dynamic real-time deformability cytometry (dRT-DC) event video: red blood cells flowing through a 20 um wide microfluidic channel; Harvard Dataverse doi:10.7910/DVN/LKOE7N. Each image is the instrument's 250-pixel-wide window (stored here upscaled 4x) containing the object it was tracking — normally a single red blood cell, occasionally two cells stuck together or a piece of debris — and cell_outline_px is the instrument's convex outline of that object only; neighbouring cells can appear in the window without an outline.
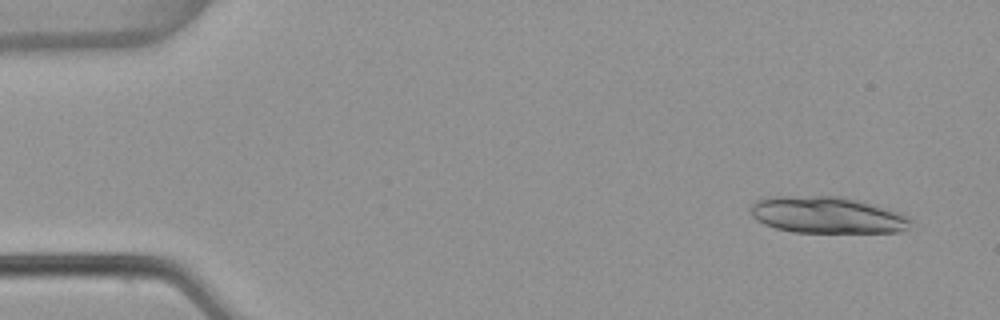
{"species": "common noctule bat (a hibernating species)", "species_latin": "Nyctalus noctula", "temperature_condition": "warm", "stored_images_in_passage": 23, "camera_frame_rate_fps": 3000, "um_per_image_px": 0.085, "animal": {"sex": "female", "body_mass_g": 22.7, "forearm_length_mm": 54.2}, "frame": {"image": 1, "passage_image": 3, "time_ms": 0.667, "image_size_px": [1000, 320], "cell_outline_px": [[912, 220], [908, 228], [900, 232], [792, 232], [776, 228], [764, 224], [756, 220], [752, 216], [748, 208], [756, 200], [772, 196], [840, 196], [856, 200], [900, 212], [908, 216]], "centroid_in_image_um": [70.27, 18.27], "position_along_channel_um": 14.7, "area_um2": 34.22}}